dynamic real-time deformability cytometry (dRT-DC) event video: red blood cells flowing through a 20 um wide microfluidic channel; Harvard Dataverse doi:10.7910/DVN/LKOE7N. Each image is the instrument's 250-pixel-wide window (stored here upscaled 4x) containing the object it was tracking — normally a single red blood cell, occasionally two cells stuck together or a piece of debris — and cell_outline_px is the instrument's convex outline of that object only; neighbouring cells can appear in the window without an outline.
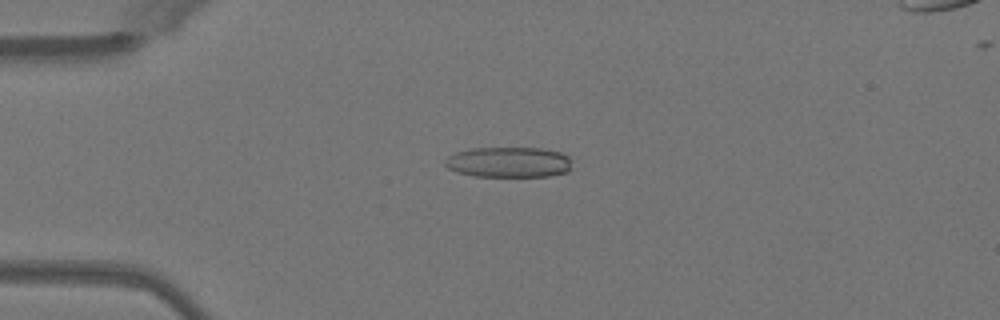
{"species": "Egyptian fruit bat (a non-hibernating species)", "species_latin": "Rousettus aegyptiacus", "temperature_condition": "warm", "stored_images_in_passage": 44, "camera_frame_rate_fps": 3000, "um_per_image_px": 0.085, "animal": {"sex": "female"}, "frame": {"image": 1, "passage_image": 7, "time_ms": 2.0, "image_size_px": [1000, 320], "cell_outline_px": [[572, 168], [568, 172], [548, 176], [472, 176], [456, 172], [448, 168], [444, 164], [444, 160], [448, 156], [456, 152], [472, 148], [540, 148], [560, 152], [568, 156]], "centroid_in_image_um": [43.23, 13.79], "position_along_channel_um": 41.8, "area_um2": 22.66}}
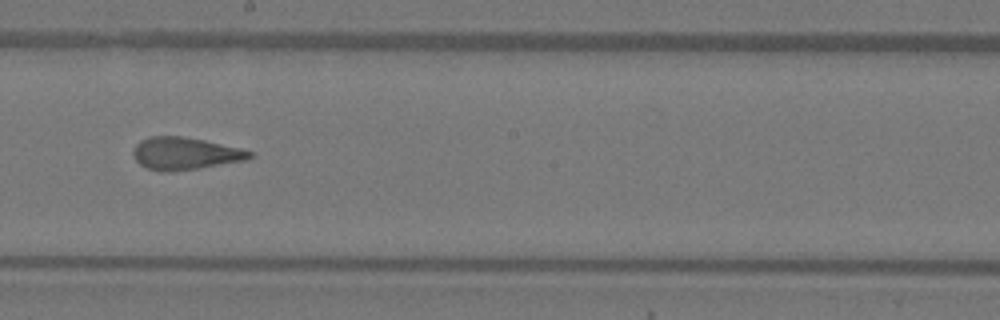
{"frame": {"image": 2, "passage_image": 23, "time_ms": 7.333, "image_size_px": [1000, 320], "cell_outline_px": [[252, 156], [248, 160], [172, 172], [160, 172], [148, 168], [140, 164], [132, 156], [132, 148], [140, 140], [152, 136], [184, 136], [204, 140], [240, 148], [252, 152]], "centroid_in_image_um": [15.69, 13.05], "position_along_channel_um": 232.5, "area_um2": 22.08}}
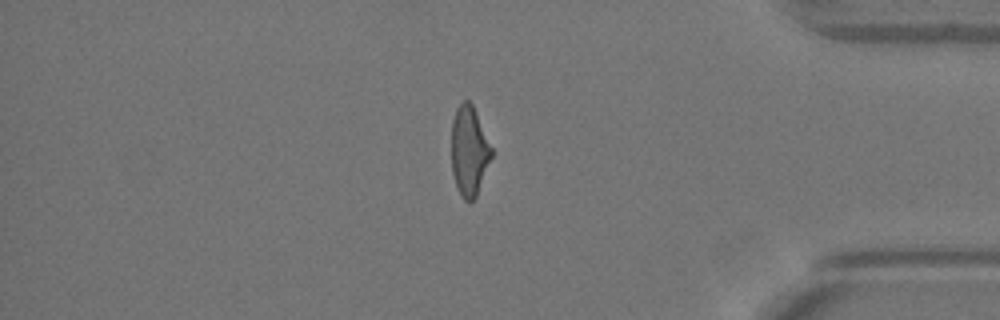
{"frame": {"image": 3, "passage_image": 37, "time_ms": 12.0, "image_size_px": [1000, 320], "cell_outline_px": [[492, 156], [476, 196], [472, 200], [464, 200], [456, 188], [452, 172], [452, 120], [456, 108], [464, 100], [468, 100], [472, 104], [492, 148]], "centroid_in_image_um": [39.87, 12.83], "position_along_channel_um": 395.3, "area_um2": 20.69}, "authors_computed_cell_mechanics": {"area_um2": 22.1952, "velocity_mm_per_s": 4.0819, "shape_relaxation_time_tau1_ms": 8.4277, "shape_relaxation_time_tau2_ms": 1.4275, "deformation_change_tau1": 0.2425, "deformation_change_tau2": 0.1029}}